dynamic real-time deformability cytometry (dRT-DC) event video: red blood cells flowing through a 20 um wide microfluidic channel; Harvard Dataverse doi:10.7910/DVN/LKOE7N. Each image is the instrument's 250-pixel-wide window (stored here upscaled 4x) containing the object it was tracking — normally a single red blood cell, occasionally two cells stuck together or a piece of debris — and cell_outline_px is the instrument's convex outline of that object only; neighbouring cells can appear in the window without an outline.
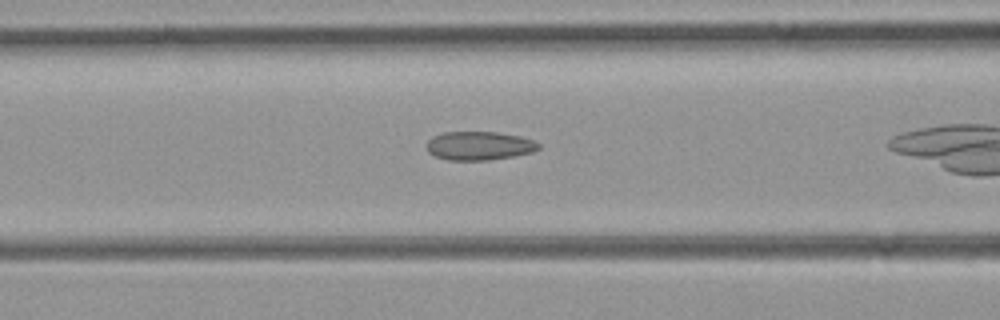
{"species": "common noctule bat (a hibernating species)", "species_latin": "Nyctalus noctula", "temperature_condition": "room temperature", "stored_images_in_passage": 31, "camera_frame_rate_fps": 3000, "um_per_image_px": 0.085, "animal": {"sex": "female", "body_mass_g": 21.9}, "frame": {"image": 1, "passage_image": 18, "time_ms": 5.667, "image_size_px": [1000, 320], "cell_outline_px": [[540, 148], [532, 152], [512, 156], [488, 160], [448, 160], [436, 156], [428, 152], [428, 140], [432, 136], [444, 132], [496, 132], [520, 136], [532, 140], [540, 144]], "centroid_in_image_um": [40.73, 12.38], "position_along_channel_um": 125.9, "area_um2": 18.55}}